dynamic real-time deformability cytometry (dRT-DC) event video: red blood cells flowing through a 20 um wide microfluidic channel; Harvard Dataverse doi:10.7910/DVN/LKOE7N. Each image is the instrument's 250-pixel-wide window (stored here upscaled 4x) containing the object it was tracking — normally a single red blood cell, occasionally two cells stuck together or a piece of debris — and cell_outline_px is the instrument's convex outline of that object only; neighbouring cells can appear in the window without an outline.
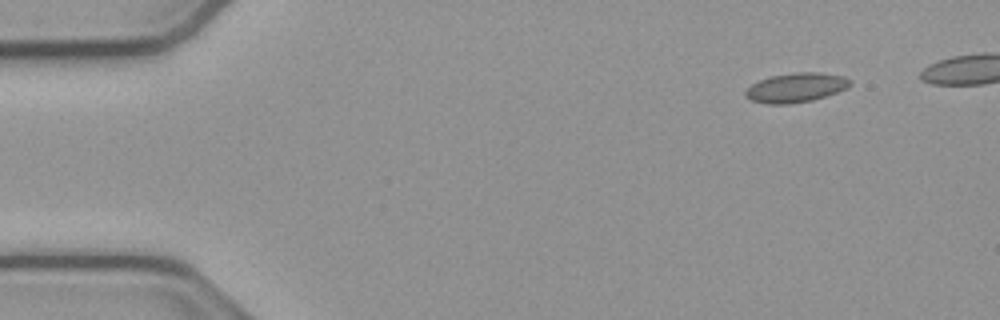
{"species": "common noctule bat (a hibernating species)", "species_latin": "Nyctalus noctula", "temperature_condition": "cold", "stored_images_in_passage": 43, "camera_frame_rate_fps": 3000, "um_per_image_px": 0.085, "animal": {"sex": "male", "body_mass_g": 23.1, "forearm_length_mm": 52.7}, "frame": {"image": 1, "passage_image": 1, "time_ms": 0.0, "image_size_px": [1000, 320], "cell_outline_px": [[852, 84], [848, 88], [812, 100], [788, 104], [768, 104], [752, 100], [744, 96], [744, 92], [752, 84], [768, 76], [792, 72], [820, 72], [844, 76], [852, 80]], "centroid_in_image_um": [67.67, 7.43], "position_along_channel_um": 17.3, "area_um2": 18.03}}
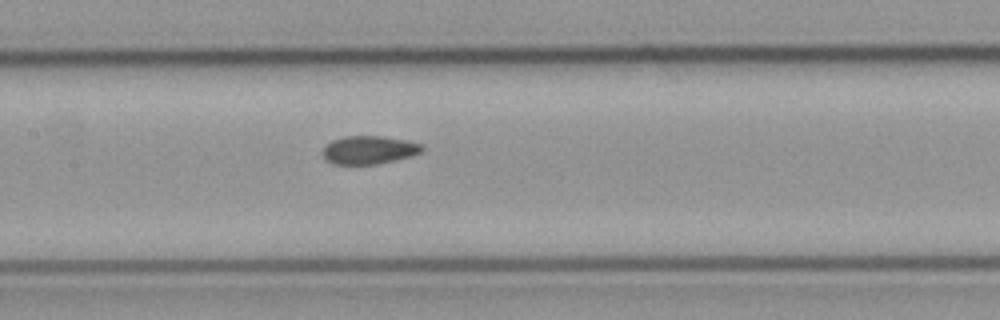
{"frame": {"image": 2, "passage_image": 21, "time_ms": 6.667, "image_size_px": [1000, 320], "cell_outline_px": [[424, 148], [420, 152], [412, 156], [396, 160], [376, 164], [332, 164], [324, 160], [324, 144], [332, 140], [344, 136], [384, 136], [408, 140], [424, 144]], "centroid_in_image_um": [31.38, 12.74], "position_along_channel_um": 176.0, "area_um2": 16.59}}
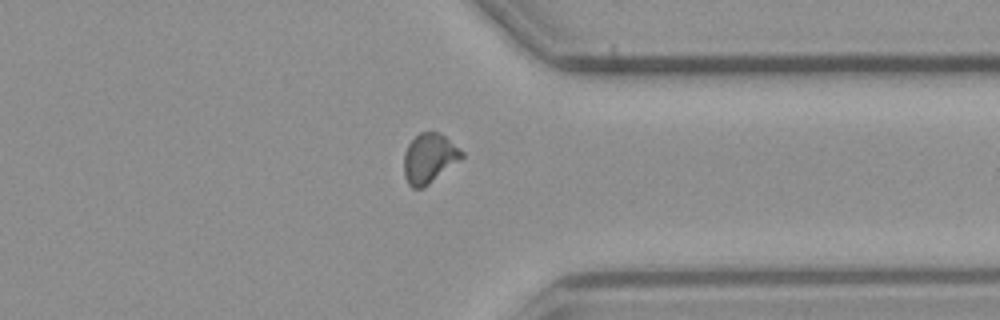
{"frame": {"image": 3, "passage_image": 37, "time_ms": 12.0, "image_size_px": [1000, 320], "cell_outline_px": [[464, 156], [428, 184], [420, 188], [412, 188], [408, 184], [404, 176], [404, 152], [408, 144], [420, 132], [440, 132], [464, 152]], "centroid_in_image_um": [36.46, 13.44], "position_along_channel_um": 374.9, "area_um2": 16.47}}